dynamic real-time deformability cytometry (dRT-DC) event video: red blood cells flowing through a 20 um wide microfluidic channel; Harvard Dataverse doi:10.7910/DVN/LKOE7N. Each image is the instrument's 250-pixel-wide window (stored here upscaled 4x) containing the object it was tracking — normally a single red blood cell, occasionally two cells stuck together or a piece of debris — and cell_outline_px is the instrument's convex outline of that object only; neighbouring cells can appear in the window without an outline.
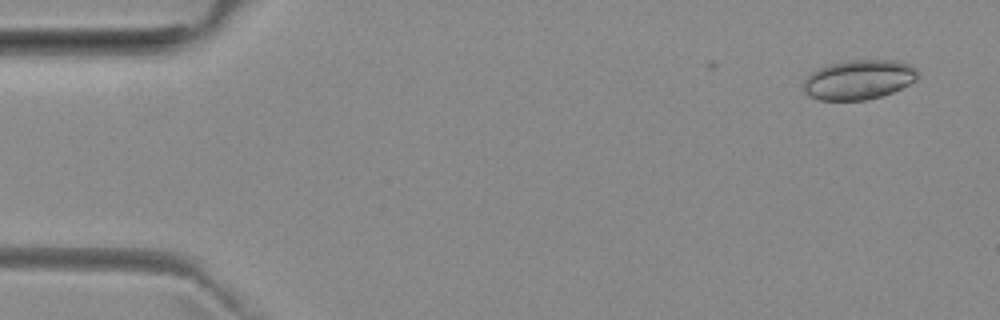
{"species": "common noctule bat (a hibernating species)", "species_latin": "Nyctalus noctula", "temperature_condition": "room temperature", "stored_images_in_passage": 5, "camera_frame_rate_fps": 3000, "um_per_image_px": 0.085, "animal": {"sex": "female", "body_mass_g": 29.2, "forearm_length_mm": 56.3}, "frame": {"image": 1, "passage_image": 2, "time_ms": 0.333, "image_size_px": [1000, 320], "cell_outline_px": [[920, 72], [916, 80], [892, 92], [880, 96], [864, 100], [820, 100], [808, 96], [804, 92], [804, 80], [816, 68], [828, 64], [848, 60], [896, 60], [908, 64], [916, 68]], "centroid_in_image_um": [72.98, 6.76], "position_along_channel_um": 12.0, "area_um2": 26.47}}